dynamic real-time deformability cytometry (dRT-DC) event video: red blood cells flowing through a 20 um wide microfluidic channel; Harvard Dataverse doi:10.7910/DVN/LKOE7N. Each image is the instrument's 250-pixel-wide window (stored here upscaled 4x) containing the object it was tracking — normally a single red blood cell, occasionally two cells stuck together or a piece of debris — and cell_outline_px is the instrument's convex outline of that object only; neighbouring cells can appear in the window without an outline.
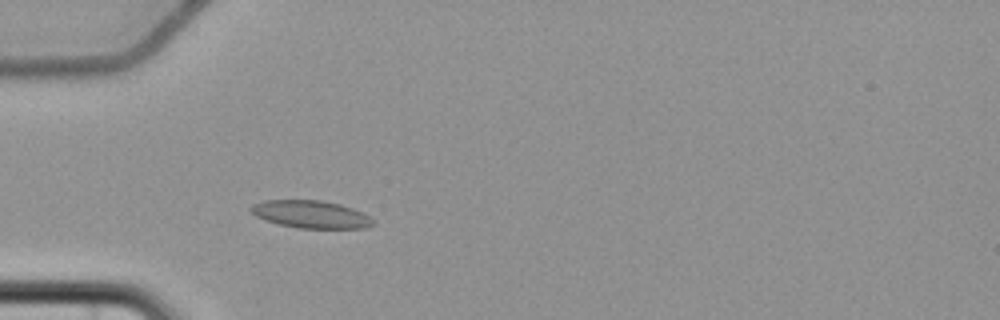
{"species": "common noctule bat (a hibernating species)", "species_latin": "Nyctalus noctula", "temperature_condition": "cold", "stored_images_in_passage": 4, "camera_frame_rate_fps": 3000, "um_per_image_px": 0.085, "animal": {"sex": "female", "body_mass_g": 22.7, "forearm_length_mm": 54.2}, "frame": {"image": 1, "passage_image": 4, "time_ms": 3.667, "image_size_px": [1000, 320], "cell_outline_px": [[376, 224], [364, 228], [300, 228], [280, 224], [256, 216], [248, 208], [252, 204], [264, 200], [320, 200], [340, 204], [352, 208], [368, 216]], "centroid_in_image_um": [26.41, 18.21], "position_along_channel_um": 58.6, "area_um2": 19.42}}